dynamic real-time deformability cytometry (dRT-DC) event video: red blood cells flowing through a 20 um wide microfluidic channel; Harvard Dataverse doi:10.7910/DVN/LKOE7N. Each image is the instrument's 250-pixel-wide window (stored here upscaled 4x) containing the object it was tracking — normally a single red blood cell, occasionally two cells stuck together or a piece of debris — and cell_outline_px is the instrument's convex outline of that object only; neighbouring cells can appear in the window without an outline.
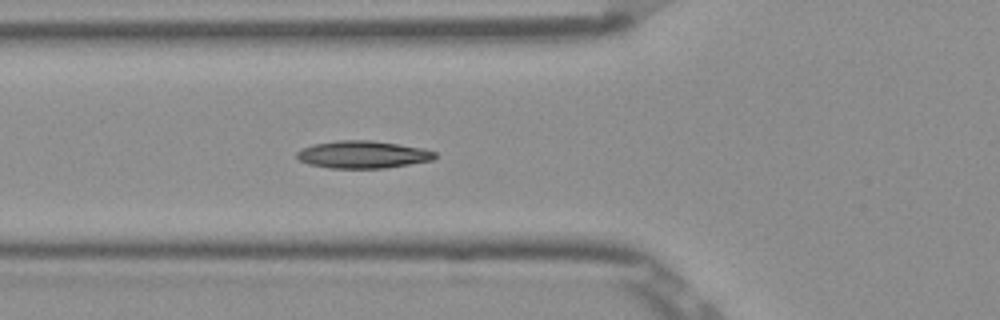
{"species": "Egyptian fruit bat (a non-hibernating species)", "species_latin": "Rousettus aegyptiacus", "temperature_condition": "room temperature", "stored_images_in_passage": 16, "camera_frame_rate_fps": 3000, "um_per_image_px": 0.085, "frame": {"image": 1, "passage_image": 7, "time_ms": 2.0, "image_size_px": [1000, 320], "cell_outline_px": [[416, 160], [396, 164], [332, 164], [336, 144], [384, 144], [404, 148]], "centroid_in_image_um": [31.48, 13.13], "position_along_channel_um": 94.3, "area_um2": 10.4}}
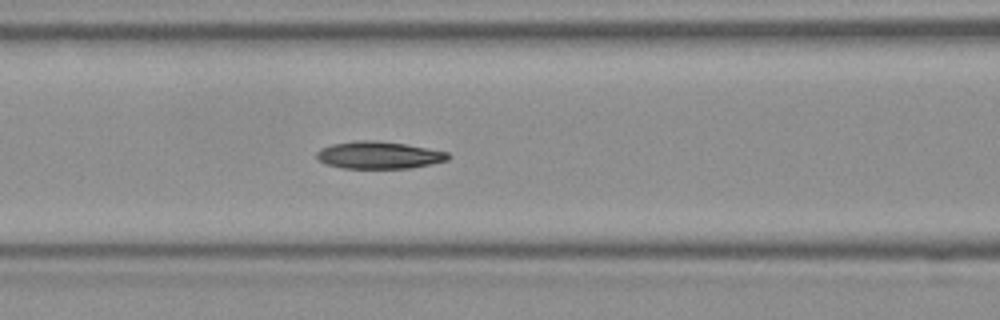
{"frame": {"image": 2, "passage_image": 10, "time_ms": 3.0, "image_size_px": [1000, 320], "cell_outline_px": [[444, 156], [436, 160], [416, 164], [344, 164], [352, 144], [392, 144], [412, 148]], "centroid_in_image_um": [32.95, 13.17], "position_along_channel_um": 133.6, "area_um2": 11.1}}